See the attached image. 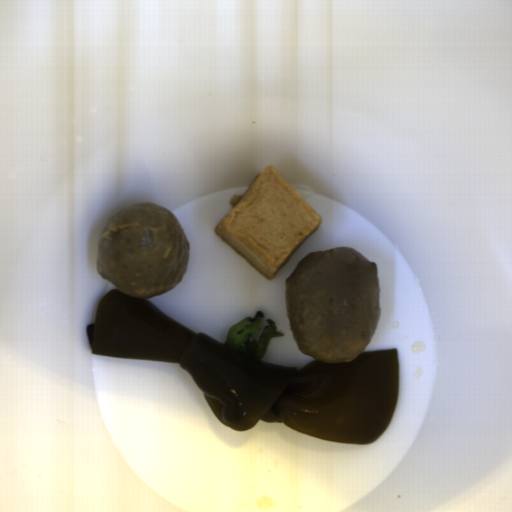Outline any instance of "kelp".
Wrapping results in <instances>:
<instances>
[{
	"label": "kelp",
	"mask_w": 512,
	"mask_h": 512,
	"mask_svg": "<svg viewBox=\"0 0 512 512\" xmlns=\"http://www.w3.org/2000/svg\"><path fill=\"white\" fill-rule=\"evenodd\" d=\"M86 337L94 355L178 363L222 424L240 432L261 420L313 438L374 443L399 399L398 349L363 351L347 363L280 367L195 333L119 288L102 296Z\"/></svg>",
	"instance_id": "kelp-1"
}]
</instances>
